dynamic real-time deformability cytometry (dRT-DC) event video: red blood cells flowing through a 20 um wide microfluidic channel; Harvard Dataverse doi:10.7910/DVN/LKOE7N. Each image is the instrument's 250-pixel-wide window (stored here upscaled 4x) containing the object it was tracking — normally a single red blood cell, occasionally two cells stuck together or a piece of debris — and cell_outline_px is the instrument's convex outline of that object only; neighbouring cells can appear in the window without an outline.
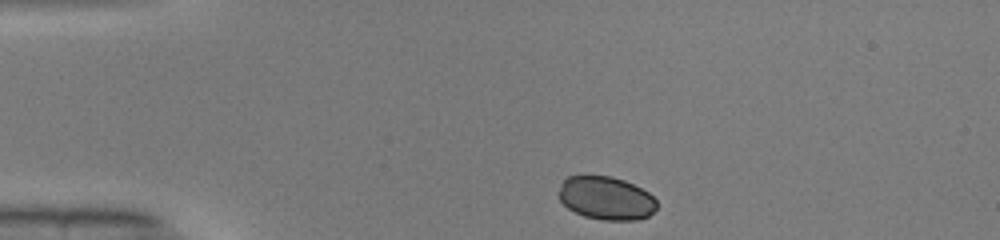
{"species": "common noctule bat (a hibernating species)", "species_latin": "Nyctalus noctula", "temperature_condition": "warm", "stored_images_in_passage": 41, "camera_frame_rate_fps": 3000, "um_per_image_px": 0.085, "animal": {"sex": "male", "body_mass_g": 19.0, "forearm_length_mm": 50.8}, "frame": {"image": 1, "passage_image": 1, "time_ms": 0.0, "image_size_px": [1000, 240], "cell_outline_px": [[656, 208], [648, 216], [636, 220], [600, 220], [584, 216], [568, 208], [560, 200], [560, 188], [564, 180], [568, 176], [612, 176], [624, 180], [648, 192], [656, 200]], "centroid_in_image_um": [51.53, 16.85], "position_along_channel_um": 33.5, "area_um2": 24.45}}
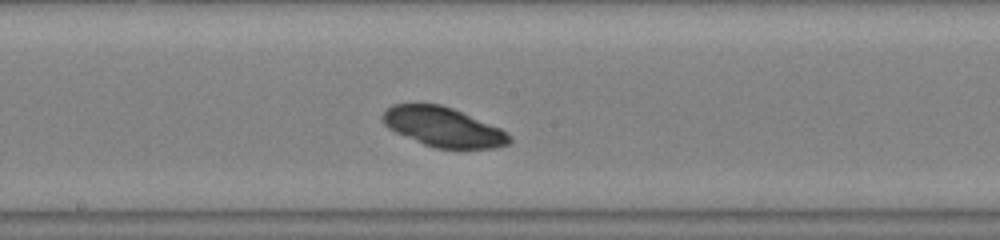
{"frame": {"image": 2, "passage_image": 18, "time_ms": 5.667, "image_size_px": [1000, 240], "cell_outline_px": [[512, 140], [508, 144], [496, 148], [436, 148], [424, 144], [396, 132], [388, 128], [384, 124], [380, 116], [392, 104], [440, 104], [452, 108], [500, 128]], "centroid_in_image_um": [37.64, 10.79], "position_along_channel_um": 210.6, "area_um2": 28.78}}
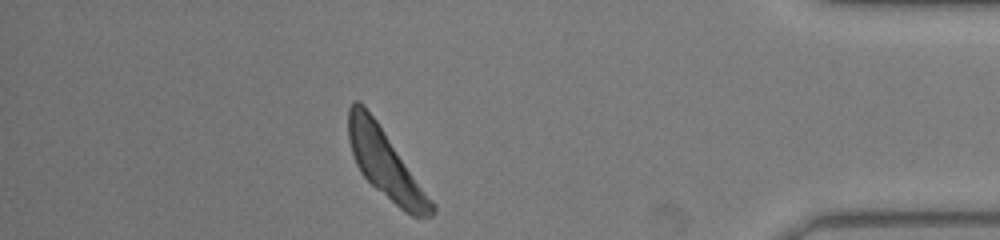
{"frame": {"image": 3, "passage_image": 35, "time_ms": 11.333, "image_size_px": [1000, 240], "cell_outline_px": [[436, 208], [432, 216], [412, 216], [404, 212], [376, 188], [360, 172], [356, 164], [348, 140], [348, 108], [352, 100], [360, 100], [364, 104], [376, 120], [436, 204]], "centroid_in_image_um": [32.75, 13.9], "position_along_channel_um": 402.4, "area_um2": 32.95}, "authors_computed_cell_mechanics": {"area_um2": 29.767, "velocity_mm_per_s": 4.0324, "shape_relaxation_time_tau1_ms": 0.0072, "shape_relaxation_time_tau2_ms": null, "deformation_change_tau1": 0.0219, "deformation_change_tau2": null}}